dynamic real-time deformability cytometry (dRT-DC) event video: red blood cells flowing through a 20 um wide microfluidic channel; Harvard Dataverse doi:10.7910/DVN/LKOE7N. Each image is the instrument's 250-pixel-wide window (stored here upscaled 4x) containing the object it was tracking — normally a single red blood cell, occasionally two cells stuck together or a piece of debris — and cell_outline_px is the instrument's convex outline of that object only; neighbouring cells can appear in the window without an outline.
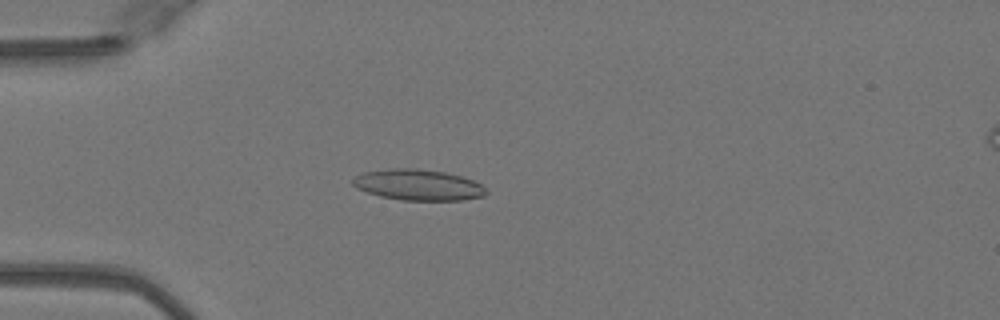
{"species": "Egyptian fruit bat (a non-hibernating species)", "species_latin": "Rousettus aegyptiacus", "temperature_condition": "warm", "stored_images_in_passage": 37, "camera_frame_rate_fps": 3000, "um_per_image_px": 0.085, "animal": {"sex": "female"}, "frame": {"image": 1, "passage_image": 1, "time_ms": 0.0, "image_size_px": [1000, 320], "cell_outline_px": [[488, 192], [484, 196], [460, 200], [400, 200], [380, 196], [356, 188], [352, 184], [352, 180], [356, 176], [364, 172], [396, 168], [416, 168], [444, 172], [460, 176], [472, 180], [480, 184]], "centroid_in_image_um": [35.53, 15.72], "position_along_channel_um": 49.5, "area_um2": 23.81}}
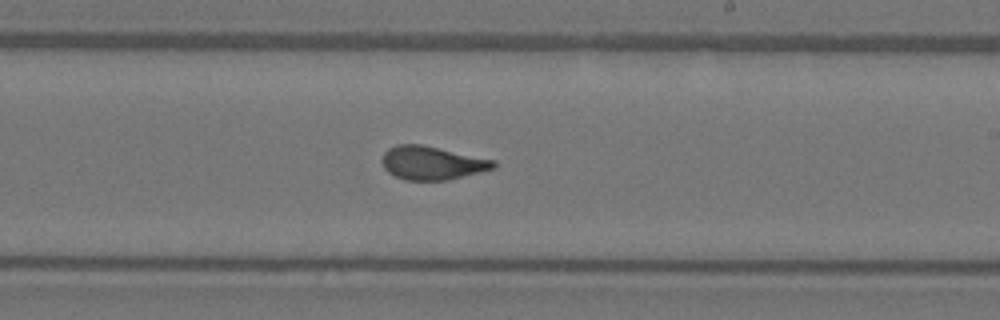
{"frame": {"image": 2, "passage_image": 17, "time_ms": 5.333, "image_size_px": [1000, 320], "cell_outline_px": [[496, 168], [448, 180], [404, 180], [388, 172], [384, 168], [380, 160], [384, 152], [388, 148], [396, 144], [420, 144], [496, 160]], "centroid_in_image_um": [36.7, 13.85], "position_along_channel_um": 252.3, "area_um2": 21.85}}
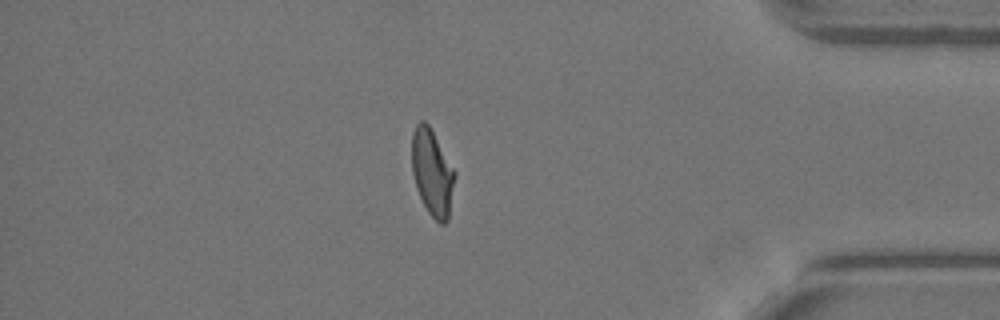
{"frame": {"image": 3, "passage_image": 30, "time_ms": 9.667, "image_size_px": [1000, 320], "cell_outline_px": [[456, 176], [448, 220], [444, 224], [440, 224], [428, 212], [416, 188], [412, 172], [412, 132], [416, 124], [420, 120], [424, 120], [428, 124], [456, 172]], "centroid_in_image_um": [36.74, 14.67], "position_along_channel_um": 398.5, "area_um2": 21.62}, "authors_computed_cell_mechanics": {"area_um2": 21.964, "velocity_mm_per_s": 4.0901, "shape_relaxation_time_tau1_ms": 9.6986, "shape_relaxation_time_tau2_ms": 0.9748, "deformation_change_tau1": 0.2607, "deformation_change_tau2": 0.0893}}